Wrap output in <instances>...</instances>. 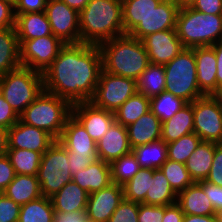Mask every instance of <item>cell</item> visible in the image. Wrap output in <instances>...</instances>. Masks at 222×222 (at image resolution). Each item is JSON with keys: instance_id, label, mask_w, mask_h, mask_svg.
I'll list each match as a JSON object with an SVG mask.
<instances>
[{"instance_id": "bcb514c9", "label": "cell", "mask_w": 222, "mask_h": 222, "mask_svg": "<svg viewBox=\"0 0 222 222\" xmlns=\"http://www.w3.org/2000/svg\"><path fill=\"white\" fill-rule=\"evenodd\" d=\"M187 5L205 14L222 15V0H190Z\"/></svg>"}, {"instance_id": "91938a15", "label": "cell", "mask_w": 222, "mask_h": 222, "mask_svg": "<svg viewBox=\"0 0 222 222\" xmlns=\"http://www.w3.org/2000/svg\"><path fill=\"white\" fill-rule=\"evenodd\" d=\"M64 3H66L69 7L76 10L77 12H80L84 9V7L87 5V3L90 0H62Z\"/></svg>"}, {"instance_id": "6125c7cd", "label": "cell", "mask_w": 222, "mask_h": 222, "mask_svg": "<svg viewBox=\"0 0 222 222\" xmlns=\"http://www.w3.org/2000/svg\"><path fill=\"white\" fill-rule=\"evenodd\" d=\"M179 2L180 4H187L190 0H175Z\"/></svg>"}, {"instance_id": "60d3db41", "label": "cell", "mask_w": 222, "mask_h": 222, "mask_svg": "<svg viewBox=\"0 0 222 222\" xmlns=\"http://www.w3.org/2000/svg\"><path fill=\"white\" fill-rule=\"evenodd\" d=\"M159 169L162 170L171 188L177 194L194 183L183 163L167 159Z\"/></svg>"}, {"instance_id": "be15d7a7", "label": "cell", "mask_w": 222, "mask_h": 222, "mask_svg": "<svg viewBox=\"0 0 222 222\" xmlns=\"http://www.w3.org/2000/svg\"><path fill=\"white\" fill-rule=\"evenodd\" d=\"M216 96L222 101V88Z\"/></svg>"}, {"instance_id": "ab89813d", "label": "cell", "mask_w": 222, "mask_h": 222, "mask_svg": "<svg viewBox=\"0 0 222 222\" xmlns=\"http://www.w3.org/2000/svg\"><path fill=\"white\" fill-rule=\"evenodd\" d=\"M196 133L182 136L174 142L167 143V158L172 161L186 164L190 155L201 142Z\"/></svg>"}, {"instance_id": "f5cc1de1", "label": "cell", "mask_w": 222, "mask_h": 222, "mask_svg": "<svg viewBox=\"0 0 222 222\" xmlns=\"http://www.w3.org/2000/svg\"><path fill=\"white\" fill-rule=\"evenodd\" d=\"M14 5L10 2L0 0V29L15 27Z\"/></svg>"}, {"instance_id": "44dd1931", "label": "cell", "mask_w": 222, "mask_h": 222, "mask_svg": "<svg viewBox=\"0 0 222 222\" xmlns=\"http://www.w3.org/2000/svg\"><path fill=\"white\" fill-rule=\"evenodd\" d=\"M72 180L89 194L99 191L112 183L110 164L97 158L87 168L79 169Z\"/></svg>"}, {"instance_id": "1f68e13d", "label": "cell", "mask_w": 222, "mask_h": 222, "mask_svg": "<svg viewBox=\"0 0 222 222\" xmlns=\"http://www.w3.org/2000/svg\"><path fill=\"white\" fill-rule=\"evenodd\" d=\"M150 111V98L136 92L128 98L114 113L115 121L122 126L136 122L142 115Z\"/></svg>"}, {"instance_id": "5bb4252c", "label": "cell", "mask_w": 222, "mask_h": 222, "mask_svg": "<svg viewBox=\"0 0 222 222\" xmlns=\"http://www.w3.org/2000/svg\"><path fill=\"white\" fill-rule=\"evenodd\" d=\"M141 41L152 64L165 65L185 49L176 29L149 34Z\"/></svg>"}, {"instance_id": "4316f807", "label": "cell", "mask_w": 222, "mask_h": 222, "mask_svg": "<svg viewBox=\"0 0 222 222\" xmlns=\"http://www.w3.org/2000/svg\"><path fill=\"white\" fill-rule=\"evenodd\" d=\"M21 66L15 27L0 29V77Z\"/></svg>"}, {"instance_id": "7bdbcfd3", "label": "cell", "mask_w": 222, "mask_h": 222, "mask_svg": "<svg viewBox=\"0 0 222 222\" xmlns=\"http://www.w3.org/2000/svg\"><path fill=\"white\" fill-rule=\"evenodd\" d=\"M21 205L0 193V222H18Z\"/></svg>"}, {"instance_id": "f546056e", "label": "cell", "mask_w": 222, "mask_h": 222, "mask_svg": "<svg viewBox=\"0 0 222 222\" xmlns=\"http://www.w3.org/2000/svg\"><path fill=\"white\" fill-rule=\"evenodd\" d=\"M177 202V193L171 188L166 176L160 169H155L150 177L146 194V205L167 206Z\"/></svg>"}, {"instance_id": "d6a6232c", "label": "cell", "mask_w": 222, "mask_h": 222, "mask_svg": "<svg viewBox=\"0 0 222 222\" xmlns=\"http://www.w3.org/2000/svg\"><path fill=\"white\" fill-rule=\"evenodd\" d=\"M165 82L164 65L150 63L136 80L137 92L148 98L158 96L165 91Z\"/></svg>"}, {"instance_id": "f35d334b", "label": "cell", "mask_w": 222, "mask_h": 222, "mask_svg": "<svg viewBox=\"0 0 222 222\" xmlns=\"http://www.w3.org/2000/svg\"><path fill=\"white\" fill-rule=\"evenodd\" d=\"M141 168L132 151L121 156L110 163L112 183L125 185Z\"/></svg>"}, {"instance_id": "9f6ffc18", "label": "cell", "mask_w": 222, "mask_h": 222, "mask_svg": "<svg viewBox=\"0 0 222 222\" xmlns=\"http://www.w3.org/2000/svg\"><path fill=\"white\" fill-rule=\"evenodd\" d=\"M212 47L214 48L217 60L216 80H217V94H218L220 89L222 88V40L212 45Z\"/></svg>"}, {"instance_id": "52a82bcc", "label": "cell", "mask_w": 222, "mask_h": 222, "mask_svg": "<svg viewBox=\"0 0 222 222\" xmlns=\"http://www.w3.org/2000/svg\"><path fill=\"white\" fill-rule=\"evenodd\" d=\"M165 91L188 103L205 96L198 86L194 48H185L164 65Z\"/></svg>"}, {"instance_id": "4fadbf2b", "label": "cell", "mask_w": 222, "mask_h": 222, "mask_svg": "<svg viewBox=\"0 0 222 222\" xmlns=\"http://www.w3.org/2000/svg\"><path fill=\"white\" fill-rule=\"evenodd\" d=\"M180 6L181 4L175 0H162L156 9L138 24L129 35L142 40L149 34L175 29Z\"/></svg>"}, {"instance_id": "836d02e7", "label": "cell", "mask_w": 222, "mask_h": 222, "mask_svg": "<svg viewBox=\"0 0 222 222\" xmlns=\"http://www.w3.org/2000/svg\"><path fill=\"white\" fill-rule=\"evenodd\" d=\"M131 151L143 168L159 169L168 159L167 143L163 140L137 146Z\"/></svg>"}, {"instance_id": "f1b7e54d", "label": "cell", "mask_w": 222, "mask_h": 222, "mask_svg": "<svg viewBox=\"0 0 222 222\" xmlns=\"http://www.w3.org/2000/svg\"><path fill=\"white\" fill-rule=\"evenodd\" d=\"M3 194L15 203L23 205L42 196L37 175L16 174Z\"/></svg>"}, {"instance_id": "c3c4849f", "label": "cell", "mask_w": 222, "mask_h": 222, "mask_svg": "<svg viewBox=\"0 0 222 222\" xmlns=\"http://www.w3.org/2000/svg\"><path fill=\"white\" fill-rule=\"evenodd\" d=\"M47 1L48 0H16L14 13L24 14L45 11Z\"/></svg>"}, {"instance_id": "e575fe53", "label": "cell", "mask_w": 222, "mask_h": 222, "mask_svg": "<svg viewBox=\"0 0 222 222\" xmlns=\"http://www.w3.org/2000/svg\"><path fill=\"white\" fill-rule=\"evenodd\" d=\"M54 215L51 198L41 196L21 205L18 222H54Z\"/></svg>"}, {"instance_id": "d4e9b609", "label": "cell", "mask_w": 222, "mask_h": 222, "mask_svg": "<svg viewBox=\"0 0 222 222\" xmlns=\"http://www.w3.org/2000/svg\"><path fill=\"white\" fill-rule=\"evenodd\" d=\"M88 197L89 193L71 180L50 198L55 213H70L86 210Z\"/></svg>"}, {"instance_id": "681fc988", "label": "cell", "mask_w": 222, "mask_h": 222, "mask_svg": "<svg viewBox=\"0 0 222 222\" xmlns=\"http://www.w3.org/2000/svg\"><path fill=\"white\" fill-rule=\"evenodd\" d=\"M15 171L9 157L5 154L0 156V193L14 180Z\"/></svg>"}, {"instance_id": "7a4b0ae2", "label": "cell", "mask_w": 222, "mask_h": 222, "mask_svg": "<svg viewBox=\"0 0 222 222\" xmlns=\"http://www.w3.org/2000/svg\"><path fill=\"white\" fill-rule=\"evenodd\" d=\"M80 42L100 45L124 35L122 2L90 0L79 12Z\"/></svg>"}, {"instance_id": "8992f818", "label": "cell", "mask_w": 222, "mask_h": 222, "mask_svg": "<svg viewBox=\"0 0 222 222\" xmlns=\"http://www.w3.org/2000/svg\"><path fill=\"white\" fill-rule=\"evenodd\" d=\"M43 90V73L27 67L20 66L0 77V93L18 116Z\"/></svg>"}, {"instance_id": "8d00e7d4", "label": "cell", "mask_w": 222, "mask_h": 222, "mask_svg": "<svg viewBox=\"0 0 222 222\" xmlns=\"http://www.w3.org/2000/svg\"><path fill=\"white\" fill-rule=\"evenodd\" d=\"M155 169L141 168L123 188L124 199L139 204H146V194L150 185V177Z\"/></svg>"}, {"instance_id": "ba28073f", "label": "cell", "mask_w": 222, "mask_h": 222, "mask_svg": "<svg viewBox=\"0 0 222 222\" xmlns=\"http://www.w3.org/2000/svg\"><path fill=\"white\" fill-rule=\"evenodd\" d=\"M67 149L56 140L43 154L37 173L42 196L52 197L72 180Z\"/></svg>"}, {"instance_id": "ffe728a7", "label": "cell", "mask_w": 222, "mask_h": 222, "mask_svg": "<svg viewBox=\"0 0 222 222\" xmlns=\"http://www.w3.org/2000/svg\"><path fill=\"white\" fill-rule=\"evenodd\" d=\"M72 153L81 155H97L96 142L89 136L80 122L71 115L58 139Z\"/></svg>"}, {"instance_id": "2e32d148", "label": "cell", "mask_w": 222, "mask_h": 222, "mask_svg": "<svg viewBox=\"0 0 222 222\" xmlns=\"http://www.w3.org/2000/svg\"><path fill=\"white\" fill-rule=\"evenodd\" d=\"M123 200V188L115 183L89 194L86 208L87 220L108 222Z\"/></svg>"}, {"instance_id": "7c38bea8", "label": "cell", "mask_w": 222, "mask_h": 222, "mask_svg": "<svg viewBox=\"0 0 222 222\" xmlns=\"http://www.w3.org/2000/svg\"><path fill=\"white\" fill-rule=\"evenodd\" d=\"M45 12L55 37L65 44L81 43L79 12L62 0H48Z\"/></svg>"}, {"instance_id": "816d5d0a", "label": "cell", "mask_w": 222, "mask_h": 222, "mask_svg": "<svg viewBox=\"0 0 222 222\" xmlns=\"http://www.w3.org/2000/svg\"><path fill=\"white\" fill-rule=\"evenodd\" d=\"M197 183L203 188L215 211L220 209L222 207V187L208 183L205 180Z\"/></svg>"}, {"instance_id": "6f0895ef", "label": "cell", "mask_w": 222, "mask_h": 222, "mask_svg": "<svg viewBox=\"0 0 222 222\" xmlns=\"http://www.w3.org/2000/svg\"><path fill=\"white\" fill-rule=\"evenodd\" d=\"M183 222H217L215 215H184Z\"/></svg>"}, {"instance_id": "74e56055", "label": "cell", "mask_w": 222, "mask_h": 222, "mask_svg": "<svg viewBox=\"0 0 222 222\" xmlns=\"http://www.w3.org/2000/svg\"><path fill=\"white\" fill-rule=\"evenodd\" d=\"M188 104L187 101L180 97L174 96L166 91L158 96L150 98V111L164 122L172 118L177 111Z\"/></svg>"}, {"instance_id": "4dcf8cb0", "label": "cell", "mask_w": 222, "mask_h": 222, "mask_svg": "<svg viewBox=\"0 0 222 222\" xmlns=\"http://www.w3.org/2000/svg\"><path fill=\"white\" fill-rule=\"evenodd\" d=\"M162 0H126L122 2L124 34H129Z\"/></svg>"}, {"instance_id": "6da1fadb", "label": "cell", "mask_w": 222, "mask_h": 222, "mask_svg": "<svg viewBox=\"0 0 222 222\" xmlns=\"http://www.w3.org/2000/svg\"><path fill=\"white\" fill-rule=\"evenodd\" d=\"M102 69L99 45L65 44L43 73L44 90L71 105L90 102Z\"/></svg>"}, {"instance_id": "7dc6e473", "label": "cell", "mask_w": 222, "mask_h": 222, "mask_svg": "<svg viewBox=\"0 0 222 222\" xmlns=\"http://www.w3.org/2000/svg\"><path fill=\"white\" fill-rule=\"evenodd\" d=\"M68 153V167L70 168V173L73 176L80 169L87 168L94 160L97 159V155H81L77 153H72L67 150Z\"/></svg>"}, {"instance_id": "8fae6325", "label": "cell", "mask_w": 222, "mask_h": 222, "mask_svg": "<svg viewBox=\"0 0 222 222\" xmlns=\"http://www.w3.org/2000/svg\"><path fill=\"white\" fill-rule=\"evenodd\" d=\"M22 67L44 73L65 45L53 34L27 41H18Z\"/></svg>"}, {"instance_id": "30bf717a", "label": "cell", "mask_w": 222, "mask_h": 222, "mask_svg": "<svg viewBox=\"0 0 222 222\" xmlns=\"http://www.w3.org/2000/svg\"><path fill=\"white\" fill-rule=\"evenodd\" d=\"M194 133L202 141L222 144V101L216 95H205L192 102Z\"/></svg>"}, {"instance_id": "9c48e42d", "label": "cell", "mask_w": 222, "mask_h": 222, "mask_svg": "<svg viewBox=\"0 0 222 222\" xmlns=\"http://www.w3.org/2000/svg\"><path fill=\"white\" fill-rule=\"evenodd\" d=\"M136 92V80L108 73L102 69L90 102L97 108L115 113Z\"/></svg>"}, {"instance_id": "d590c367", "label": "cell", "mask_w": 222, "mask_h": 222, "mask_svg": "<svg viewBox=\"0 0 222 222\" xmlns=\"http://www.w3.org/2000/svg\"><path fill=\"white\" fill-rule=\"evenodd\" d=\"M15 174L37 175L42 154L27 149H7Z\"/></svg>"}, {"instance_id": "ee69618b", "label": "cell", "mask_w": 222, "mask_h": 222, "mask_svg": "<svg viewBox=\"0 0 222 222\" xmlns=\"http://www.w3.org/2000/svg\"><path fill=\"white\" fill-rule=\"evenodd\" d=\"M164 206L139 204L138 222H162Z\"/></svg>"}, {"instance_id": "94428289", "label": "cell", "mask_w": 222, "mask_h": 222, "mask_svg": "<svg viewBox=\"0 0 222 222\" xmlns=\"http://www.w3.org/2000/svg\"><path fill=\"white\" fill-rule=\"evenodd\" d=\"M215 216H216L217 222H222V207L216 211Z\"/></svg>"}, {"instance_id": "3957f363", "label": "cell", "mask_w": 222, "mask_h": 222, "mask_svg": "<svg viewBox=\"0 0 222 222\" xmlns=\"http://www.w3.org/2000/svg\"><path fill=\"white\" fill-rule=\"evenodd\" d=\"M105 72L137 80L150 61L141 40L124 34L99 45Z\"/></svg>"}, {"instance_id": "cb8c5ba5", "label": "cell", "mask_w": 222, "mask_h": 222, "mask_svg": "<svg viewBox=\"0 0 222 222\" xmlns=\"http://www.w3.org/2000/svg\"><path fill=\"white\" fill-rule=\"evenodd\" d=\"M185 215H215L216 211L203 188L194 182L177 194L176 202Z\"/></svg>"}, {"instance_id": "d6986e66", "label": "cell", "mask_w": 222, "mask_h": 222, "mask_svg": "<svg viewBox=\"0 0 222 222\" xmlns=\"http://www.w3.org/2000/svg\"><path fill=\"white\" fill-rule=\"evenodd\" d=\"M197 82L204 95H217V60L212 46L194 48Z\"/></svg>"}, {"instance_id": "b9f144b4", "label": "cell", "mask_w": 222, "mask_h": 222, "mask_svg": "<svg viewBox=\"0 0 222 222\" xmlns=\"http://www.w3.org/2000/svg\"><path fill=\"white\" fill-rule=\"evenodd\" d=\"M139 203L123 200L108 222H138Z\"/></svg>"}, {"instance_id": "603a6c76", "label": "cell", "mask_w": 222, "mask_h": 222, "mask_svg": "<svg viewBox=\"0 0 222 222\" xmlns=\"http://www.w3.org/2000/svg\"><path fill=\"white\" fill-rule=\"evenodd\" d=\"M15 29L18 41H27L52 35L50 23L45 11L15 14Z\"/></svg>"}, {"instance_id": "ac0fdd59", "label": "cell", "mask_w": 222, "mask_h": 222, "mask_svg": "<svg viewBox=\"0 0 222 222\" xmlns=\"http://www.w3.org/2000/svg\"><path fill=\"white\" fill-rule=\"evenodd\" d=\"M97 158L111 163L131 152L127 128L117 123L111 125L104 136L96 143Z\"/></svg>"}, {"instance_id": "e7e4bbea", "label": "cell", "mask_w": 222, "mask_h": 222, "mask_svg": "<svg viewBox=\"0 0 222 222\" xmlns=\"http://www.w3.org/2000/svg\"><path fill=\"white\" fill-rule=\"evenodd\" d=\"M4 1L10 2V3H12L13 5H14L15 2H16V0H4Z\"/></svg>"}, {"instance_id": "680465c9", "label": "cell", "mask_w": 222, "mask_h": 222, "mask_svg": "<svg viewBox=\"0 0 222 222\" xmlns=\"http://www.w3.org/2000/svg\"><path fill=\"white\" fill-rule=\"evenodd\" d=\"M8 149V129L0 126V156L5 155Z\"/></svg>"}, {"instance_id": "7402d4cb", "label": "cell", "mask_w": 222, "mask_h": 222, "mask_svg": "<svg viewBox=\"0 0 222 222\" xmlns=\"http://www.w3.org/2000/svg\"><path fill=\"white\" fill-rule=\"evenodd\" d=\"M126 128L131 149L161 140L162 122L151 111Z\"/></svg>"}, {"instance_id": "f907efd6", "label": "cell", "mask_w": 222, "mask_h": 222, "mask_svg": "<svg viewBox=\"0 0 222 222\" xmlns=\"http://www.w3.org/2000/svg\"><path fill=\"white\" fill-rule=\"evenodd\" d=\"M19 116L15 113L12 107L4 99L0 93V126L7 129L11 128L17 121Z\"/></svg>"}, {"instance_id": "db71d44e", "label": "cell", "mask_w": 222, "mask_h": 222, "mask_svg": "<svg viewBox=\"0 0 222 222\" xmlns=\"http://www.w3.org/2000/svg\"><path fill=\"white\" fill-rule=\"evenodd\" d=\"M184 213L177 203L164 206L162 222H183Z\"/></svg>"}, {"instance_id": "5b68a950", "label": "cell", "mask_w": 222, "mask_h": 222, "mask_svg": "<svg viewBox=\"0 0 222 222\" xmlns=\"http://www.w3.org/2000/svg\"><path fill=\"white\" fill-rule=\"evenodd\" d=\"M71 115L72 105L67 100L43 90L19 119L23 123L45 130L58 140Z\"/></svg>"}, {"instance_id": "83f0119b", "label": "cell", "mask_w": 222, "mask_h": 222, "mask_svg": "<svg viewBox=\"0 0 222 222\" xmlns=\"http://www.w3.org/2000/svg\"><path fill=\"white\" fill-rule=\"evenodd\" d=\"M217 143L201 141L186 162V169L194 182L206 180L213 162Z\"/></svg>"}, {"instance_id": "484cf974", "label": "cell", "mask_w": 222, "mask_h": 222, "mask_svg": "<svg viewBox=\"0 0 222 222\" xmlns=\"http://www.w3.org/2000/svg\"><path fill=\"white\" fill-rule=\"evenodd\" d=\"M193 132L194 113L191 102L177 111L172 118L162 122L161 140L171 143Z\"/></svg>"}, {"instance_id": "277c9868", "label": "cell", "mask_w": 222, "mask_h": 222, "mask_svg": "<svg viewBox=\"0 0 222 222\" xmlns=\"http://www.w3.org/2000/svg\"><path fill=\"white\" fill-rule=\"evenodd\" d=\"M175 29L184 48L212 46L222 40V15L205 14L181 4Z\"/></svg>"}, {"instance_id": "11a10c76", "label": "cell", "mask_w": 222, "mask_h": 222, "mask_svg": "<svg viewBox=\"0 0 222 222\" xmlns=\"http://www.w3.org/2000/svg\"><path fill=\"white\" fill-rule=\"evenodd\" d=\"M87 220L86 210L68 213H55L54 222H85Z\"/></svg>"}, {"instance_id": "f6af8a7d", "label": "cell", "mask_w": 222, "mask_h": 222, "mask_svg": "<svg viewBox=\"0 0 222 222\" xmlns=\"http://www.w3.org/2000/svg\"><path fill=\"white\" fill-rule=\"evenodd\" d=\"M205 181L222 187V144L215 147L211 170Z\"/></svg>"}, {"instance_id": "e0dca14e", "label": "cell", "mask_w": 222, "mask_h": 222, "mask_svg": "<svg viewBox=\"0 0 222 222\" xmlns=\"http://www.w3.org/2000/svg\"><path fill=\"white\" fill-rule=\"evenodd\" d=\"M72 115L97 143L115 122L114 112L95 107L91 102L72 105Z\"/></svg>"}, {"instance_id": "9a60e30c", "label": "cell", "mask_w": 222, "mask_h": 222, "mask_svg": "<svg viewBox=\"0 0 222 222\" xmlns=\"http://www.w3.org/2000/svg\"><path fill=\"white\" fill-rule=\"evenodd\" d=\"M56 139L43 129L20 119L8 129V149H27L43 154Z\"/></svg>"}]
</instances>
